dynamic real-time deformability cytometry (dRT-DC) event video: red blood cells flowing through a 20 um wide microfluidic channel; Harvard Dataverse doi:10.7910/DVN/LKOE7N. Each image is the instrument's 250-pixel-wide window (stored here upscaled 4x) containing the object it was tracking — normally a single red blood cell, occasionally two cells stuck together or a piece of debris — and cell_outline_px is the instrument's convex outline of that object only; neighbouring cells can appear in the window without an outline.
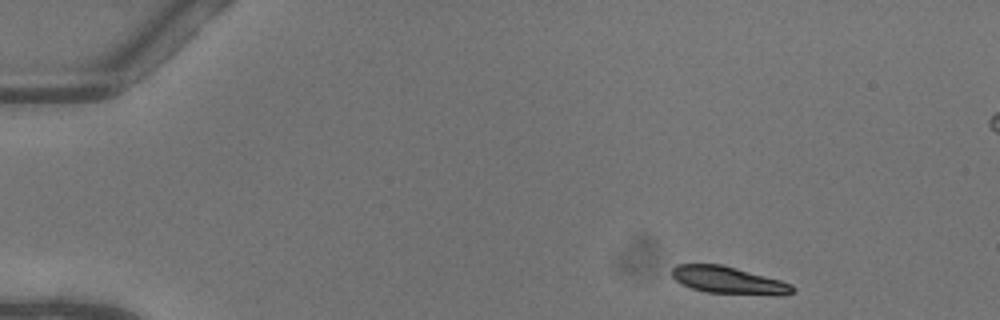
{"species": "common noctule bat (a hibernating species)", "species_latin": "Nyctalus noctula", "temperature_condition": "warm", "stored_images_in_passage": 46, "camera_frame_rate_fps": 3000, "um_per_image_px": 0.085, "animal": {"sex": "female"}, "frame": {"image": 1, "passage_image": 1, "time_ms": 0.0, "image_size_px": [1000, 320], "cell_outline_px": [[796, 292], [784, 296], [772, 296], [704, 292], [680, 284], [672, 276], [672, 268], [676, 264], [724, 264], [780, 280], [792, 284], [796, 288]], "centroid_in_image_um": [61.99, 23.84], "position_along_channel_um": 23.0, "area_um2": 19.71}}
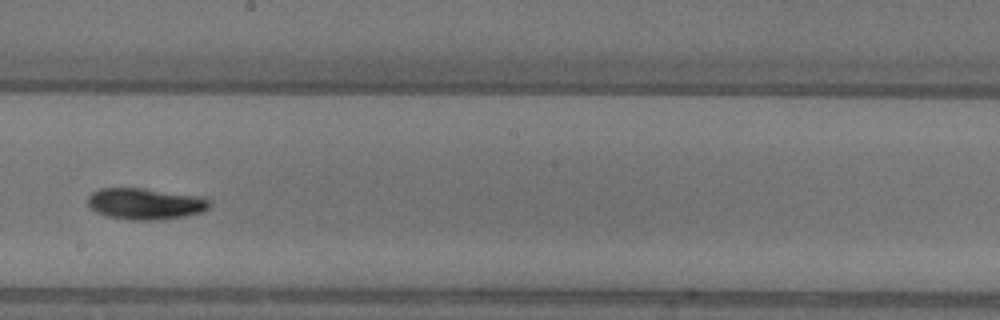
{"frame": {"image": 2, "passage_image": 24, "time_ms": 7.667, "image_size_px": [1000, 320], "cell_outline_px": [[212, 204], [208, 208], [200, 212], [184, 216], [156, 220], [132, 220], [108, 216], [96, 212], [88, 208], [88, 196], [92, 192], [100, 188], [140, 188], [204, 196], [212, 200]], "centroid_in_image_um": [12.36, 17.31], "position_along_channel_um": 235.8, "area_um2": 22.43}}
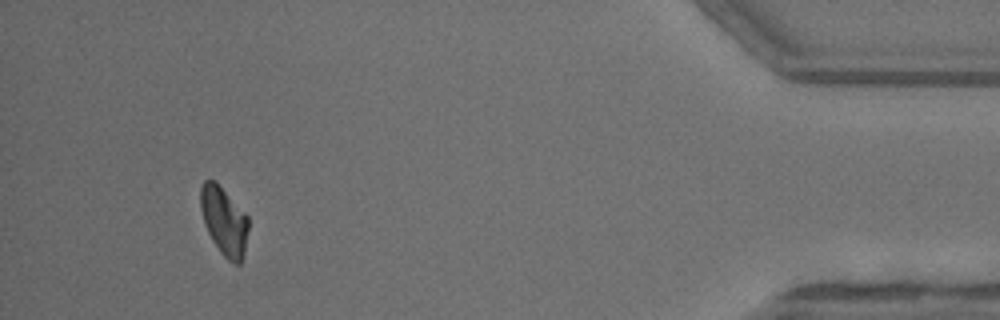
{"frame": {"image": 3, "passage_image": 42, "time_ms": 13.667, "image_size_px": [1000, 320], "cell_outline_px": [[248, 228], [244, 252], [240, 264], [236, 264], [228, 260], [220, 252], [212, 240], [204, 224], [200, 208], [200, 188], [204, 180], [216, 180], [248, 216]], "centroid_in_image_um": [19.03, 18.76], "position_along_channel_um": 416.2, "area_um2": 19.13}}